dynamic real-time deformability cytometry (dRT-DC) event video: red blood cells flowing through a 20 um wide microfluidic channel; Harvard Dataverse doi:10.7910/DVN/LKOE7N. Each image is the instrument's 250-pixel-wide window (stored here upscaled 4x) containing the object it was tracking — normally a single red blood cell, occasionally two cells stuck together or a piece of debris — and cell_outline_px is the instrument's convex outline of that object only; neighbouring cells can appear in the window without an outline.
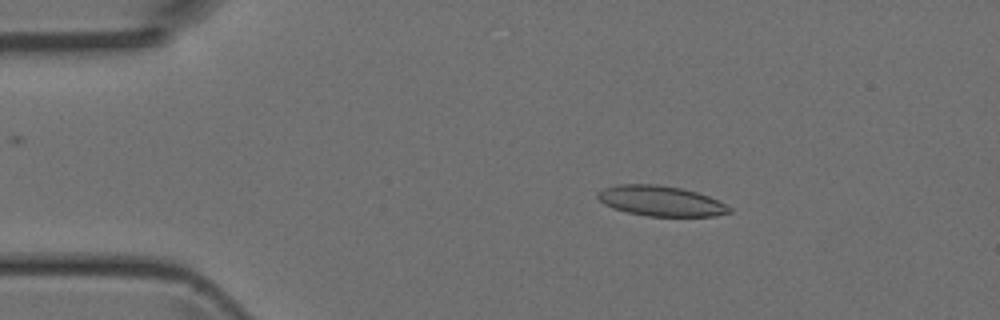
{"species": "Egyptian fruit bat (a non-hibernating species)", "species_latin": "Rousettus aegyptiacus", "temperature_condition": "room temperature", "stored_images_in_passage": 43, "camera_frame_rate_fps": 3000, "um_per_image_px": 0.085, "animal": {"sex": "female"}, "frame": {"image": 1, "passage_image": 5, "time_ms": 1.333, "image_size_px": [1000, 320], "cell_outline_px": [[732, 212], [716, 216], [648, 216], [628, 212], [612, 208], [604, 204], [596, 196], [596, 192], [604, 188], [616, 184], [656, 184], [680, 188], [696, 192], [708, 196], [732, 208]], "centroid_in_image_um": [56.14, 17.08], "position_along_channel_um": 28.9, "area_um2": 23.18}}
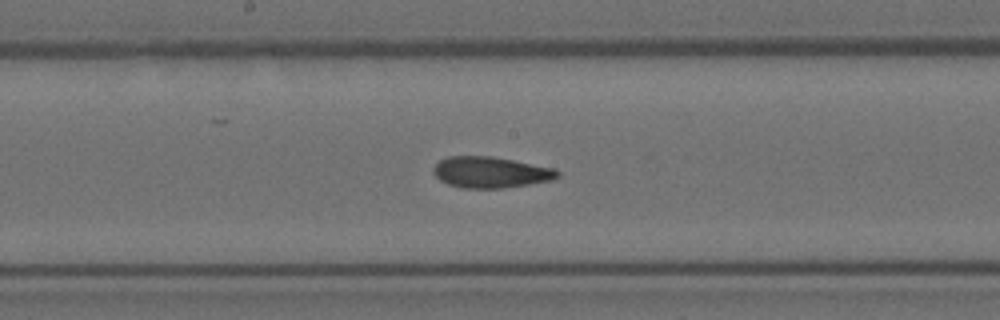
{"frame": {"image": 2, "passage_image": 21, "time_ms": 6.667, "image_size_px": [1000, 320], "cell_outline_px": [[560, 176], [552, 180], [504, 188], [464, 188], [448, 184], [440, 180], [432, 172], [432, 168], [440, 160], [448, 156], [492, 156], [556, 168], [560, 172]], "centroid_in_image_um": [41.71, 14.64], "position_along_channel_um": 206.5, "area_um2": 22.6}}
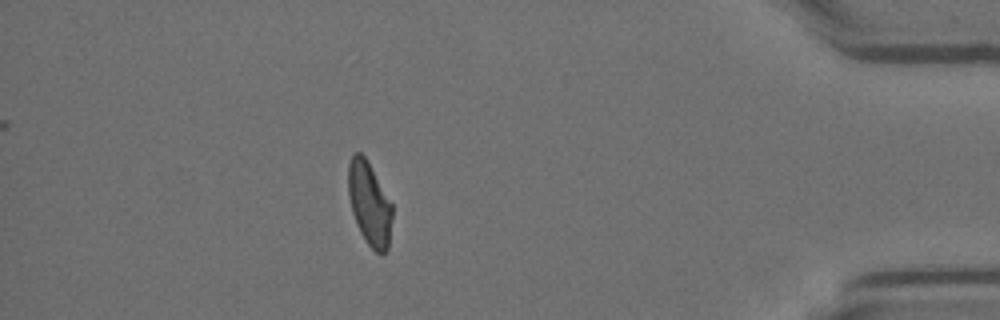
{"frame": {"image": 3, "passage_image": 38, "time_ms": 12.333, "image_size_px": [1000, 320], "cell_outline_px": [[392, 216], [388, 248], [380, 256], [368, 244], [360, 232], [352, 212], [348, 196], [348, 164], [352, 156], [356, 152], [360, 152], [364, 156], [392, 204]], "centroid_in_image_um": [31.39, 17.34], "position_along_channel_um": 403.8, "area_um2": 21.1}}